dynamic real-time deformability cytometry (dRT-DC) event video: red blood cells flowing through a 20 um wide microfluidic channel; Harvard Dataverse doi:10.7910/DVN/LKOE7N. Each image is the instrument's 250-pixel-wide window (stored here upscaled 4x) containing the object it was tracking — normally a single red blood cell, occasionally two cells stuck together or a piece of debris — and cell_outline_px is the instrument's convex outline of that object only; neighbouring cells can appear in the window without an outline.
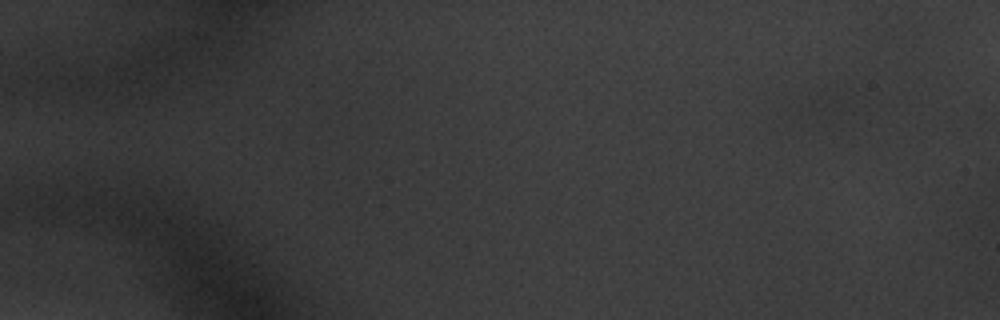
{"species": "common noctule bat (a hibernating species)", "species_latin": "Nyctalus noctula", "temperature_condition": "warm", "stored_images_in_passage": 8, "camera_frame_rate_fps": 3000, "um_per_image_px": 0.085, "animal": {"sex": "male", "body_mass_g": 20.1, "forearm_length_mm": 53.5}, "frame": {"image": 1, "passage_image": 2, "time_ms": 0.333, "image_size_px": [1000, 320], "cell_outline_px": [[880, 104], [852, 112], [820, 120], [812, 112], [808, 104], [824, 84], [864, 88], [876, 92], [880, 100]], "centroid_in_image_um": [71.53, 8.56], "position_along_channel_um": 13.5, "area_um2": 12.2}}